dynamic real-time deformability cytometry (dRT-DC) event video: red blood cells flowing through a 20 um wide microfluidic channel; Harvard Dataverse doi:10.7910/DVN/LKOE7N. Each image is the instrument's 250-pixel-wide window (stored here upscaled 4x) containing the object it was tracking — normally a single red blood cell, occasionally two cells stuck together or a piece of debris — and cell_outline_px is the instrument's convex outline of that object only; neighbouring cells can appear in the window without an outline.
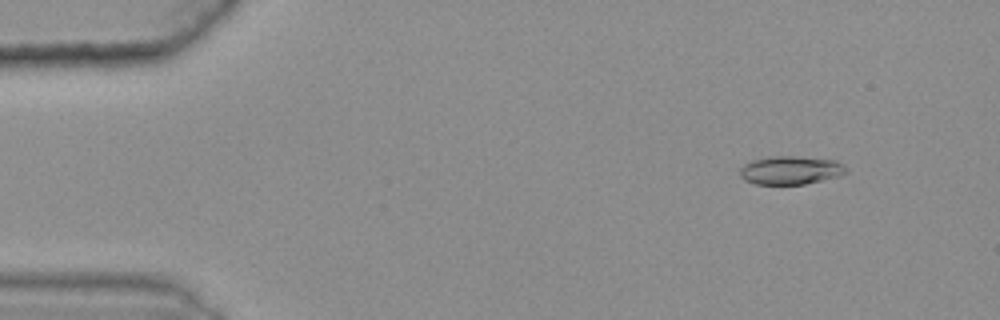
{"species": "common noctule bat (a hibernating species)", "species_latin": "Nyctalus noctula", "temperature_condition": "warm", "stored_images_in_passage": 45, "camera_frame_rate_fps": 3000, "um_per_image_px": 0.085, "animal": {"sex": "female", "body_mass_g": 25.1}, "frame": {"image": 1, "passage_image": 2, "time_ms": 0.333, "image_size_px": [1000, 320], "cell_outline_px": [[848, 172], [840, 176], [804, 184], [756, 184], [744, 180], [740, 176], [740, 168], [744, 164], [752, 160], [772, 156], [792, 156], [836, 160], [844, 164]], "centroid_in_image_um": [67.21, 14.47], "position_along_channel_um": 17.8, "area_um2": 17.63}}
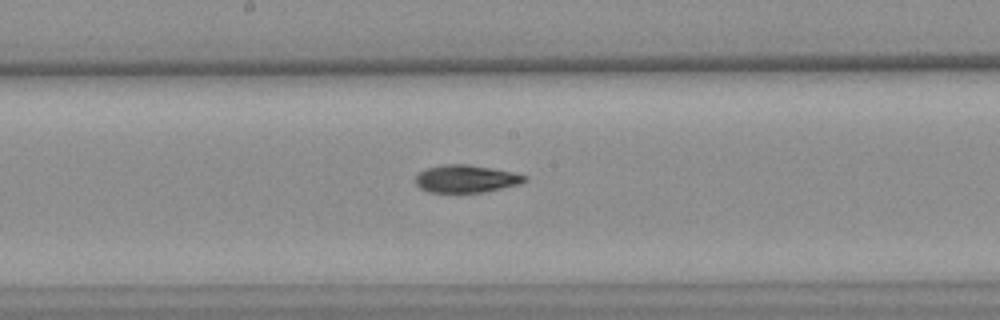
{"frame": {"image": 2, "passage_image": 26, "time_ms": 8.333, "image_size_px": [1000, 320], "cell_outline_px": [[528, 180], [520, 184], [484, 192], [428, 192], [420, 188], [416, 184], [416, 176], [420, 172], [428, 168], [444, 164], [468, 164], [492, 168], [512, 172], [528, 176]], "centroid_in_image_um": [39.64, 15.19], "position_along_channel_um": 208.6, "area_um2": 17.51}}
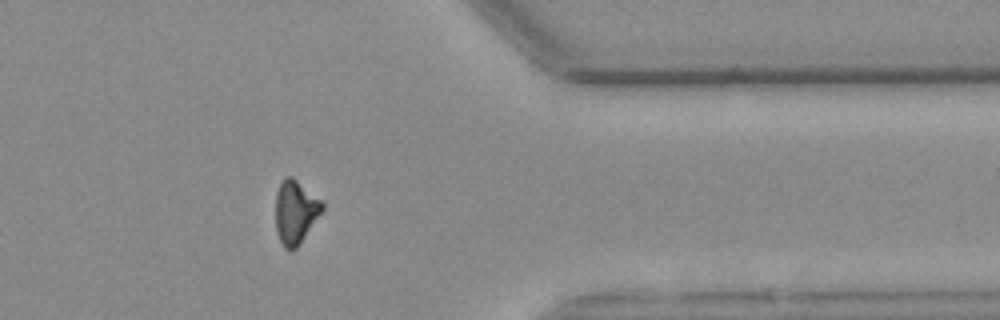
{"frame": {"image": 3, "passage_image": 42, "time_ms": 13.667, "image_size_px": [1000, 320], "cell_outline_px": [[324, 208], [300, 244], [296, 248], [284, 248], [276, 232], [276, 192], [284, 176], [292, 176], [320, 200], [324, 204]], "centroid_in_image_um": [25.1, 18.01], "position_along_channel_um": 386.3, "area_um2": 16.99}, "authors_computed_cell_mechanics": {"area_um2": 17.7446, "velocity_mm_per_s": 3.6124, "shape_relaxation_time_tau1_ms": 5.9923, "shape_relaxation_time_tau2_ms": 7.1915, "deformation_change_tau1": 0.1448, "deformation_change_tau2": 0.1459}}